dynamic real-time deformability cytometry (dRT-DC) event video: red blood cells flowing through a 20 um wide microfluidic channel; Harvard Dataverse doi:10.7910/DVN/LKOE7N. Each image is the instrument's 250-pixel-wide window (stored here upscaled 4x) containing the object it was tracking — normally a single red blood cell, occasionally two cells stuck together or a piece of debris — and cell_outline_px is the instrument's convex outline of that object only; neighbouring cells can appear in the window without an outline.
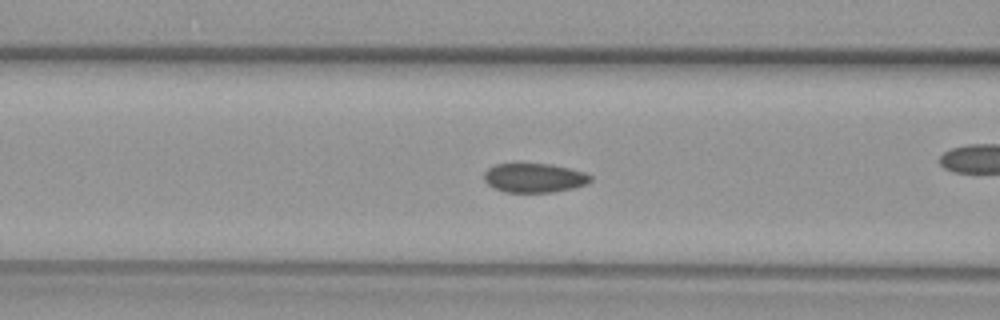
{"species": "common noctule bat (a hibernating species)", "species_latin": "Nyctalus noctula", "temperature_condition": "warm", "stored_images_in_passage": 44, "camera_frame_rate_fps": 3000, "um_per_image_px": 0.085, "animal": {"sex": "female", "body_mass_g": 29.2, "forearm_length_mm": 56.3}, "frame": {"image": 1, "passage_image": 13, "time_ms": 4.0, "image_size_px": [1000, 320], "cell_outline_px": [[592, 180], [588, 184], [572, 188], [552, 192], [504, 192], [488, 184], [484, 180], [484, 172], [488, 168], [496, 164], [552, 164], [584, 172], [592, 176]], "centroid_in_image_um": [45.43, 15.12], "position_along_channel_um": 121.2, "area_um2": 18.03}}
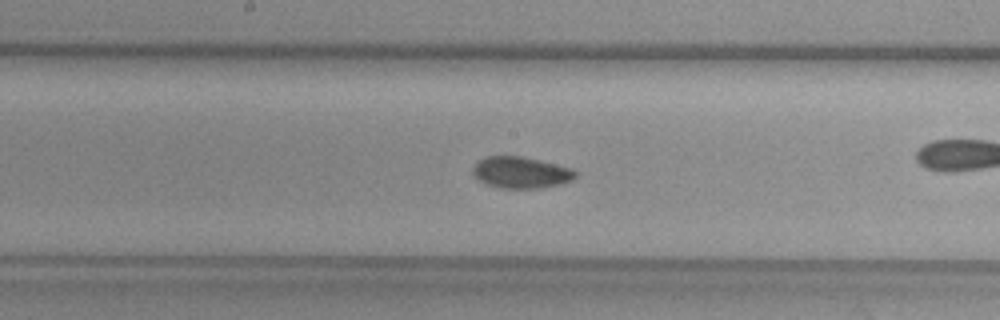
{"frame": {"image": 2, "passage_image": 19, "time_ms": 6.0, "image_size_px": [1000, 320], "cell_outline_px": [[576, 176], [572, 180], [560, 184], [540, 188], [500, 188], [488, 184], [472, 176], [472, 168], [484, 156], [520, 156], [572, 168], [576, 172]], "centroid_in_image_um": [44.26, 14.66], "position_along_channel_um": 203.9, "area_um2": 18.67}}